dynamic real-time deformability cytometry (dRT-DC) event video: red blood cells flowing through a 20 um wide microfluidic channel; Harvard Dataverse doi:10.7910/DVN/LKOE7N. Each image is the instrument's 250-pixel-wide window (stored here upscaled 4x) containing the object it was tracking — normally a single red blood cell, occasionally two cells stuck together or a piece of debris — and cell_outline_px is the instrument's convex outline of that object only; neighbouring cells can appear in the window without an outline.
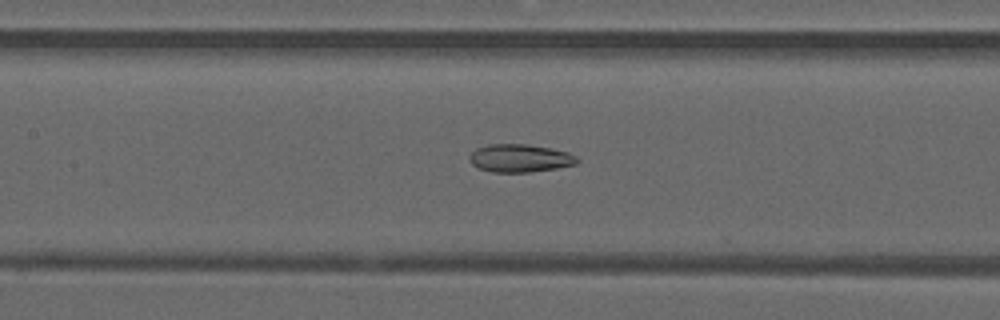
{"species": "common noctule bat (a hibernating species)", "species_latin": "Nyctalus noctula", "temperature_condition": "warm", "stored_images_in_passage": 40, "camera_frame_rate_fps": 3000, "um_per_image_px": 0.085, "animal": {"sex": "male", "forearm_length_mm": 52.5}, "frame": {"image": 1, "passage_image": 23, "time_ms": 7.333, "image_size_px": [1000, 320], "cell_outline_px": [[580, 160], [576, 164], [556, 168], [528, 172], [492, 172], [480, 168], [472, 164], [468, 160], [468, 156], [476, 148], [488, 144], [524, 144], [552, 148], [568, 152], [576, 156]], "centroid_in_image_um": [44.18, 13.44], "position_along_channel_um": 163.2, "area_um2": 17.57}}
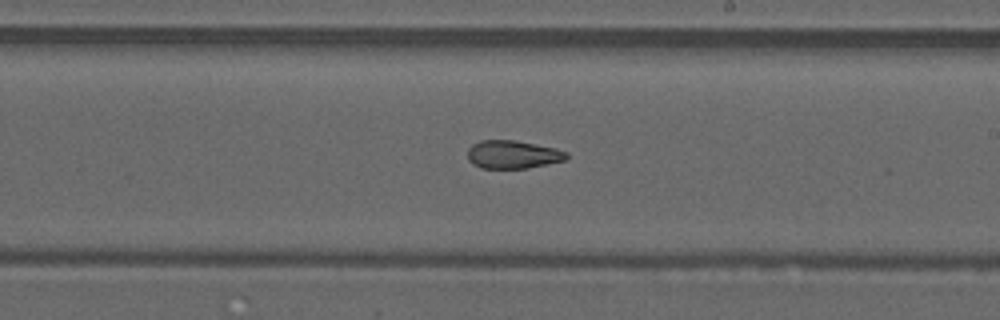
{"frame": {"image": 2, "passage_image": 29, "time_ms": 9.333, "image_size_px": [1000, 320], "cell_outline_px": [[568, 156], [564, 160], [548, 164], [528, 168], [480, 168], [472, 164], [468, 160], [468, 148], [472, 144], [480, 140], [512, 140], [556, 148], [568, 152]], "centroid_in_image_um": [43.56, 13.13], "position_along_channel_um": 245.4, "area_um2": 16.24}}
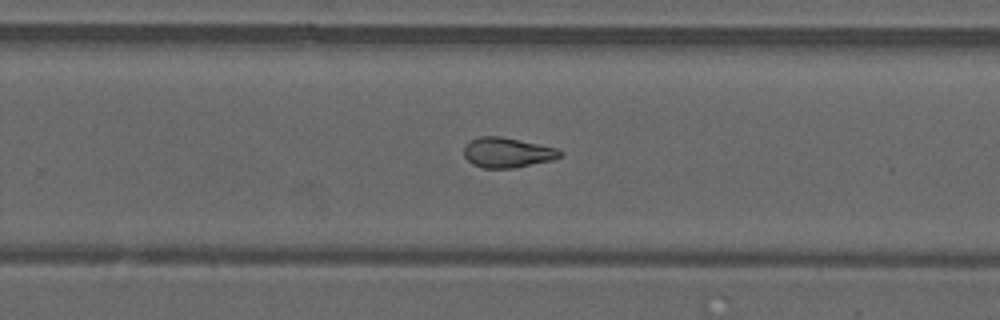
{"frame": {"image": 3, "passage_image": 32, "time_ms": 10.333, "image_size_px": [1000, 320], "cell_outline_px": [[564, 156], [552, 160], [512, 168], [484, 168], [472, 164], [464, 156], [464, 148], [472, 140], [480, 136], [500, 136], [556, 148], [564, 152]], "centroid_in_image_um": [43.14, 12.97], "position_along_channel_um": 286.7, "area_um2": 16.65}}